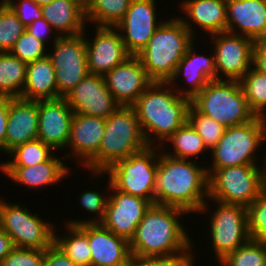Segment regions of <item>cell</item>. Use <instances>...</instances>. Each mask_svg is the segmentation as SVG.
<instances>
[{"instance_id": "cell-1", "label": "cell", "mask_w": 266, "mask_h": 266, "mask_svg": "<svg viewBox=\"0 0 266 266\" xmlns=\"http://www.w3.org/2000/svg\"><path fill=\"white\" fill-rule=\"evenodd\" d=\"M208 180L205 166L198 165L195 160L173 158L160 151L155 204L177 207L188 213L203 214L205 211L206 214L210 206L209 199H206Z\"/></svg>"}, {"instance_id": "cell-2", "label": "cell", "mask_w": 266, "mask_h": 266, "mask_svg": "<svg viewBox=\"0 0 266 266\" xmlns=\"http://www.w3.org/2000/svg\"><path fill=\"white\" fill-rule=\"evenodd\" d=\"M186 213L177 207L151 204L129 241L131 253L143 259L171 257L191 250L194 242L179 220Z\"/></svg>"}, {"instance_id": "cell-3", "label": "cell", "mask_w": 266, "mask_h": 266, "mask_svg": "<svg viewBox=\"0 0 266 266\" xmlns=\"http://www.w3.org/2000/svg\"><path fill=\"white\" fill-rule=\"evenodd\" d=\"M190 105L191 99L179 95L169 83L152 82L132 105L148 146H154L157 138L161 147L183 126L188 121Z\"/></svg>"}, {"instance_id": "cell-4", "label": "cell", "mask_w": 266, "mask_h": 266, "mask_svg": "<svg viewBox=\"0 0 266 266\" xmlns=\"http://www.w3.org/2000/svg\"><path fill=\"white\" fill-rule=\"evenodd\" d=\"M177 17L168 21L164 19L147 46L136 55L152 82L168 83L178 63L194 43L195 38Z\"/></svg>"}, {"instance_id": "cell-5", "label": "cell", "mask_w": 266, "mask_h": 266, "mask_svg": "<svg viewBox=\"0 0 266 266\" xmlns=\"http://www.w3.org/2000/svg\"><path fill=\"white\" fill-rule=\"evenodd\" d=\"M139 120L132 106H120L106 118L98 153L84 166L91 172H104L117 161L146 149Z\"/></svg>"}, {"instance_id": "cell-6", "label": "cell", "mask_w": 266, "mask_h": 266, "mask_svg": "<svg viewBox=\"0 0 266 266\" xmlns=\"http://www.w3.org/2000/svg\"><path fill=\"white\" fill-rule=\"evenodd\" d=\"M191 105L225 128L241 125L257 116L249 108L240 82L211 80L191 99Z\"/></svg>"}, {"instance_id": "cell-7", "label": "cell", "mask_w": 266, "mask_h": 266, "mask_svg": "<svg viewBox=\"0 0 266 266\" xmlns=\"http://www.w3.org/2000/svg\"><path fill=\"white\" fill-rule=\"evenodd\" d=\"M264 141H266L265 118L256 117L250 122L227 127L217 145L210 150L212 164L209 167L206 166L208 176L215 169L240 165H260L257 162L256 153L259 152Z\"/></svg>"}, {"instance_id": "cell-8", "label": "cell", "mask_w": 266, "mask_h": 266, "mask_svg": "<svg viewBox=\"0 0 266 266\" xmlns=\"http://www.w3.org/2000/svg\"><path fill=\"white\" fill-rule=\"evenodd\" d=\"M158 146L146 149L117 161L104 172H92L94 177L108 174L111 186L128 195L155 203V181L158 170ZM159 152V153H158Z\"/></svg>"}, {"instance_id": "cell-9", "label": "cell", "mask_w": 266, "mask_h": 266, "mask_svg": "<svg viewBox=\"0 0 266 266\" xmlns=\"http://www.w3.org/2000/svg\"><path fill=\"white\" fill-rule=\"evenodd\" d=\"M208 178L210 201L247 208L264 191L262 167L259 165L215 169Z\"/></svg>"}, {"instance_id": "cell-10", "label": "cell", "mask_w": 266, "mask_h": 266, "mask_svg": "<svg viewBox=\"0 0 266 266\" xmlns=\"http://www.w3.org/2000/svg\"><path fill=\"white\" fill-rule=\"evenodd\" d=\"M54 225L22 204L0 199V227L11 237L14 247L46 250L54 243Z\"/></svg>"}, {"instance_id": "cell-11", "label": "cell", "mask_w": 266, "mask_h": 266, "mask_svg": "<svg viewBox=\"0 0 266 266\" xmlns=\"http://www.w3.org/2000/svg\"><path fill=\"white\" fill-rule=\"evenodd\" d=\"M211 214L208 225L212 249L217 261L247 243L251 238L248 231L247 208L219 201Z\"/></svg>"}, {"instance_id": "cell-12", "label": "cell", "mask_w": 266, "mask_h": 266, "mask_svg": "<svg viewBox=\"0 0 266 266\" xmlns=\"http://www.w3.org/2000/svg\"><path fill=\"white\" fill-rule=\"evenodd\" d=\"M84 35L58 37L53 41V52L48 53L55 69L58 96L61 98L89 74Z\"/></svg>"}, {"instance_id": "cell-13", "label": "cell", "mask_w": 266, "mask_h": 266, "mask_svg": "<svg viewBox=\"0 0 266 266\" xmlns=\"http://www.w3.org/2000/svg\"><path fill=\"white\" fill-rule=\"evenodd\" d=\"M208 37L213 43L216 80L225 78L239 81L252 66L255 42L246 36L227 31Z\"/></svg>"}, {"instance_id": "cell-14", "label": "cell", "mask_w": 266, "mask_h": 266, "mask_svg": "<svg viewBox=\"0 0 266 266\" xmlns=\"http://www.w3.org/2000/svg\"><path fill=\"white\" fill-rule=\"evenodd\" d=\"M156 1L132 0L124 18L115 26L121 33L130 55L136 56L141 52L155 30L163 23V20L157 22Z\"/></svg>"}, {"instance_id": "cell-15", "label": "cell", "mask_w": 266, "mask_h": 266, "mask_svg": "<svg viewBox=\"0 0 266 266\" xmlns=\"http://www.w3.org/2000/svg\"><path fill=\"white\" fill-rule=\"evenodd\" d=\"M107 186L110 194L112 192L113 194L108 198L105 216L100 224L114 234L130 241L151 203L141 197L128 195L114 189L109 179Z\"/></svg>"}, {"instance_id": "cell-16", "label": "cell", "mask_w": 266, "mask_h": 266, "mask_svg": "<svg viewBox=\"0 0 266 266\" xmlns=\"http://www.w3.org/2000/svg\"><path fill=\"white\" fill-rule=\"evenodd\" d=\"M64 98L74 113L105 119L121 106L107 88L104 76L90 73Z\"/></svg>"}, {"instance_id": "cell-17", "label": "cell", "mask_w": 266, "mask_h": 266, "mask_svg": "<svg viewBox=\"0 0 266 266\" xmlns=\"http://www.w3.org/2000/svg\"><path fill=\"white\" fill-rule=\"evenodd\" d=\"M95 38L87 39V64L90 74L105 76L131 55L116 27L96 26Z\"/></svg>"}, {"instance_id": "cell-18", "label": "cell", "mask_w": 266, "mask_h": 266, "mask_svg": "<svg viewBox=\"0 0 266 266\" xmlns=\"http://www.w3.org/2000/svg\"><path fill=\"white\" fill-rule=\"evenodd\" d=\"M73 115L65 98L38 100L37 139L55 152L67 148Z\"/></svg>"}, {"instance_id": "cell-19", "label": "cell", "mask_w": 266, "mask_h": 266, "mask_svg": "<svg viewBox=\"0 0 266 266\" xmlns=\"http://www.w3.org/2000/svg\"><path fill=\"white\" fill-rule=\"evenodd\" d=\"M107 88L121 106H132L152 84L139 58L131 55L104 76Z\"/></svg>"}, {"instance_id": "cell-20", "label": "cell", "mask_w": 266, "mask_h": 266, "mask_svg": "<svg viewBox=\"0 0 266 266\" xmlns=\"http://www.w3.org/2000/svg\"><path fill=\"white\" fill-rule=\"evenodd\" d=\"M105 124L106 119L103 117L74 113L67 144L70 152L64 153L63 158L70 160V157H74L78 165L85 166L99 151Z\"/></svg>"}, {"instance_id": "cell-21", "label": "cell", "mask_w": 266, "mask_h": 266, "mask_svg": "<svg viewBox=\"0 0 266 266\" xmlns=\"http://www.w3.org/2000/svg\"><path fill=\"white\" fill-rule=\"evenodd\" d=\"M226 13L227 32L266 40V0H227Z\"/></svg>"}, {"instance_id": "cell-22", "label": "cell", "mask_w": 266, "mask_h": 266, "mask_svg": "<svg viewBox=\"0 0 266 266\" xmlns=\"http://www.w3.org/2000/svg\"><path fill=\"white\" fill-rule=\"evenodd\" d=\"M195 42L188 48L186 54L178 63L174 75L168 82L179 95L192 99L198 94L211 80H216L214 51L211 55L205 56L197 54L195 50ZM184 76L189 87L182 88L176 84V80ZM177 85V87H175Z\"/></svg>"}, {"instance_id": "cell-23", "label": "cell", "mask_w": 266, "mask_h": 266, "mask_svg": "<svg viewBox=\"0 0 266 266\" xmlns=\"http://www.w3.org/2000/svg\"><path fill=\"white\" fill-rule=\"evenodd\" d=\"M38 101L9 97V113L5 137V153L16 146L37 139Z\"/></svg>"}, {"instance_id": "cell-24", "label": "cell", "mask_w": 266, "mask_h": 266, "mask_svg": "<svg viewBox=\"0 0 266 266\" xmlns=\"http://www.w3.org/2000/svg\"><path fill=\"white\" fill-rule=\"evenodd\" d=\"M79 227L88 236L91 266H114L132 254L127 239L114 234L101 224H83Z\"/></svg>"}, {"instance_id": "cell-25", "label": "cell", "mask_w": 266, "mask_h": 266, "mask_svg": "<svg viewBox=\"0 0 266 266\" xmlns=\"http://www.w3.org/2000/svg\"><path fill=\"white\" fill-rule=\"evenodd\" d=\"M182 13L187 18L179 17L187 29L196 38L194 26H199L201 31L209 36L226 32L227 27V0H183L180 4ZM188 19V20H187ZM192 23V24H191ZM194 23V24H193Z\"/></svg>"}, {"instance_id": "cell-26", "label": "cell", "mask_w": 266, "mask_h": 266, "mask_svg": "<svg viewBox=\"0 0 266 266\" xmlns=\"http://www.w3.org/2000/svg\"><path fill=\"white\" fill-rule=\"evenodd\" d=\"M43 18L59 37L85 33L86 8L82 0H54L41 7ZM86 22V23H85Z\"/></svg>"}, {"instance_id": "cell-27", "label": "cell", "mask_w": 266, "mask_h": 266, "mask_svg": "<svg viewBox=\"0 0 266 266\" xmlns=\"http://www.w3.org/2000/svg\"><path fill=\"white\" fill-rule=\"evenodd\" d=\"M57 156L53 155L48 161L35 166L0 167V170L12 182L38 190L40 187L55 185L71 173L70 168Z\"/></svg>"}, {"instance_id": "cell-28", "label": "cell", "mask_w": 266, "mask_h": 266, "mask_svg": "<svg viewBox=\"0 0 266 266\" xmlns=\"http://www.w3.org/2000/svg\"><path fill=\"white\" fill-rule=\"evenodd\" d=\"M55 75L48 56L28 63L25 86L19 98L32 101L60 98Z\"/></svg>"}, {"instance_id": "cell-29", "label": "cell", "mask_w": 266, "mask_h": 266, "mask_svg": "<svg viewBox=\"0 0 266 266\" xmlns=\"http://www.w3.org/2000/svg\"><path fill=\"white\" fill-rule=\"evenodd\" d=\"M27 64L10 52H0V96L20 97L26 82Z\"/></svg>"}, {"instance_id": "cell-30", "label": "cell", "mask_w": 266, "mask_h": 266, "mask_svg": "<svg viewBox=\"0 0 266 266\" xmlns=\"http://www.w3.org/2000/svg\"><path fill=\"white\" fill-rule=\"evenodd\" d=\"M167 142L172 144L173 153L170 150L169 152H165L163 147L166 146ZM160 148H163V153L170 157L185 160H190L194 157L196 158L195 161L198 159V155L203 156V153L205 154L206 152H209L207 147L204 145L201 136L188 121L177 129Z\"/></svg>"}, {"instance_id": "cell-31", "label": "cell", "mask_w": 266, "mask_h": 266, "mask_svg": "<svg viewBox=\"0 0 266 266\" xmlns=\"http://www.w3.org/2000/svg\"><path fill=\"white\" fill-rule=\"evenodd\" d=\"M67 233L58 236L54 230V244L77 266H91V249L87 234L76 225L65 224Z\"/></svg>"}, {"instance_id": "cell-32", "label": "cell", "mask_w": 266, "mask_h": 266, "mask_svg": "<svg viewBox=\"0 0 266 266\" xmlns=\"http://www.w3.org/2000/svg\"><path fill=\"white\" fill-rule=\"evenodd\" d=\"M132 0H87L86 21L96 26L115 27L123 18Z\"/></svg>"}, {"instance_id": "cell-33", "label": "cell", "mask_w": 266, "mask_h": 266, "mask_svg": "<svg viewBox=\"0 0 266 266\" xmlns=\"http://www.w3.org/2000/svg\"><path fill=\"white\" fill-rule=\"evenodd\" d=\"M53 152V153H52ZM54 150L39 139L16 146L8 153L10 160L0 163V167H30L48 161Z\"/></svg>"}, {"instance_id": "cell-34", "label": "cell", "mask_w": 266, "mask_h": 266, "mask_svg": "<svg viewBox=\"0 0 266 266\" xmlns=\"http://www.w3.org/2000/svg\"><path fill=\"white\" fill-rule=\"evenodd\" d=\"M239 82L249 108L257 117L266 119V74L252 66Z\"/></svg>"}, {"instance_id": "cell-35", "label": "cell", "mask_w": 266, "mask_h": 266, "mask_svg": "<svg viewBox=\"0 0 266 266\" xmlns=\"http://www.w3.org/2000/svg\"><path fill=\"white\" fill-rule=\"evenodd\" d=\"M219 263L221 266H266V243L250 239Z\"/></svg>"}, {"instance_id": "cell-36", "label": "cell", "mask_w": 266, "mask_h": 266, "mask_svg": "<svg viewBox=\"0 0 266 266\" xmlns=\"http://www.w3.org/2000/svg\"><path fill=\"white\" fill-rule=\"evenodd\" d=\"M26 31L12 9L3 1L0 2V52H10L16 41Z\"/></svg>"}, {"instance_id": "cell-37", "label": "cell", "mask_w": 266, "mask_h": 266, "mask_svg": "<svg viewBox=\"0 0 266 266\" xmlns=\"http://www.w3.org/2000/svg\"><path fill=\"white\" fill-rule=\"evenodd\" d=\"M188 122L201 136L208 150H212L217 145L226 129L212 118L199 113L192 105L188 110Z\"/></svg>"}, {"instance_id": "cell-38", "label": "cell", "mask_w": 266, "mask_h": 266, "mask_svg": "<svg viewBox=\"0 0 266 266\" xmlns=\"http://www.w3.org/2000/svg\"><path fill=\"white\" fill-rule=\"evenodd\" d=\"M248 231L252 240L266 243V191L264 190L248 207Z\"/></svg>"}, {"instance_id": "cell-39", "label": "cell", "mask_w": 266, "mask_h": 266, "mask_svg": "<svg viewBox=\"0 0 266 266\" xmlns=\"http://www.w3.org/2000/svg\"><path fill=\"white\" fill-rule=\"evenodd\" d=\"M46 46V43L25 31L16 41L10 53L28 64L47 57Z\"/></svg>"}, {"instance_id": "cell-40", "label": "cell", "mask_w": 266, "mask_h": 266, "mask_svg": "<svg viewBox=\"0 0 266 266\" xmlns=\"http://www.w3.org/2000/svg\"><path fill=\"white\" fill-rule=\"evenodd\" d=\"M104 193L101 194L99 191H92V190H86L82 194L79 195V202L81 203V207L86 209L87 212L93 213L95 215L94 218L88 219V220H78L73 219L69 220L67 224L80 226L83 224H100L105 216L106 211V204L109 198L108 196H104ZM97 218V219H96Z\"/></svg>"}, {"instance_id": "cell-41", "label": "cell", "mask_w": 266, "mask_h": 266, "mask_svg": "<svg viewBox=\"0 0 266 266\" xmlns=\"http://www.w3.org/2000/svg\"><path fill=\"white\" fill-rule=\"evenodd\" d=\"M45 250L14 247L0 266H42Z\"/></svg>"}, {"instance_id": "cell-42", "label": "cell", "mask_w": 266, "mask_h": 266, "mask_svg": "<svg viewBox=\"0 0 266 266\" xmlns=\"http://www.w3.org/2000/svg\"><path fill=\"white\" fill-rule=\"evenodd\" d=\"M16 14L25 27L33 21L43 18L41 6L32 0H3Z\"/></svg>"}, {"instance_id": "cell-43", "label": "cell", "mask_w": 266, "mask_h": 266, "mask_svg": "<svg viewBox=\"0 0 266 266\" xmlns=\"http://www.w3.org/2000/svg\"><path fill=\"white\" fill-rule=\"evenodd\" d=\"M191 250L171 257L143 258L139 266H194L196 258Z\"/></svg>"}, {"instance_id": "cell-44", "label": "cell", "mask_w": 266, "mask_h": 266, "mask_svg": "<svg viewBox=\"0 0 266 266\" xmlns=\"http://www.w3.org/2000/svg\"><path fill=\"white\" fill-rule=\"evenodd\" d=\"M42 266H77L60 248L54 243L45 250Z\"/></svg>"}, {"instance_id": "cell-45", "label": "cell", "mask_w": 266, "mask_h": 266, "mask_svg": "<svg viewBox=\"0 0 266 266\" xmlns=\"http://www.w3.org/2000/svg\"><path fill=\"white\" fill-rule=\"evenodd\" d=\"M26 31L35 36L37 39L41 40L43 43L47 42L50 34L53 35V41L59 36L54 32L52 26L44 19H38L33 21L30 25L26 27Z\"/></svg>"}, {"instance_id": "cell-46", "label": "cell", "mask_w": 266, "mask_h": 266, "mask_svg": "<svg viewBox=\"0 0 266 266\" xmlns=\"http://www.w3.org/2000/svg\"><path fill=\"white\" fill-rule=\"evenodd\" d=\"M252 66L257 71L266 74V40L254 43Z\"/></svg>"}, {"instance_id": "cell-47", "label": "cell", "mask_w": 266, "mask_h": 266, "mask_svg": "<svg viewBox=\"0 0 266 266\" xmlns=\"http://www.w3.org/2000/svg\"><path fill=\"white\" fill-rule=\"evenodd\" d=\"M9 113V97L0 96V151L5 153L6 127Z\"/></svg>"}, {"instance_id": "cell-48", "label": "cell", "mask_w": 266, "mask_h": 266, "mask_svg": "<svg viewBox=\"0 0 266 266\" xmlns=\"http://www.w3.org/2000/svg\"><path fill=\"white\" fill-rule=\"evenodd\" d=\"M13 248L11 237L0 227V263Z\"/></svg>"}, {"instance_id": "cell-49", "label": "cell", "mask_w": 266, "mask_h": 266, "mask_svg": "<svg viewBox=\"0 0 266 266\" xmlns=\"http://www.w3.org/2000/svg\"><path fill=\"white\" fill-rule=\"evenodd\" d=\"M140 258L137 255L131 254L125 260L116 263L114 266H139Z\"/></svg>"}, {"instance_id": "cell-50", "label": "cell", "mask_w": 266, "mask_h": 266, "mask_svg": "<svg viewBox=\"0 0 266 266\" xmlns=\"http://www.w3.org/2000/svg\"><path fill=\"white\" fill-rule=\"evenodd\" d=\"M263 166H262V176H263V188L266 191V155L263 160Z\"/></svg>"}, {"instance_id": "cell-51", "label": "cell", "mask_w": 266, "mask_h": 266, "mask_svg": "<svg viewBox=\"0 0 266 266\" xmlns=\"http://www.w3.org/2000/svg\"><path fill=\"white\" fill-rule=\"evenodd\" d=\"M32 1L42 7L44 5H47V4L51 3V2H53L54 0H32Z\"/></svg>"}]
</instances>
